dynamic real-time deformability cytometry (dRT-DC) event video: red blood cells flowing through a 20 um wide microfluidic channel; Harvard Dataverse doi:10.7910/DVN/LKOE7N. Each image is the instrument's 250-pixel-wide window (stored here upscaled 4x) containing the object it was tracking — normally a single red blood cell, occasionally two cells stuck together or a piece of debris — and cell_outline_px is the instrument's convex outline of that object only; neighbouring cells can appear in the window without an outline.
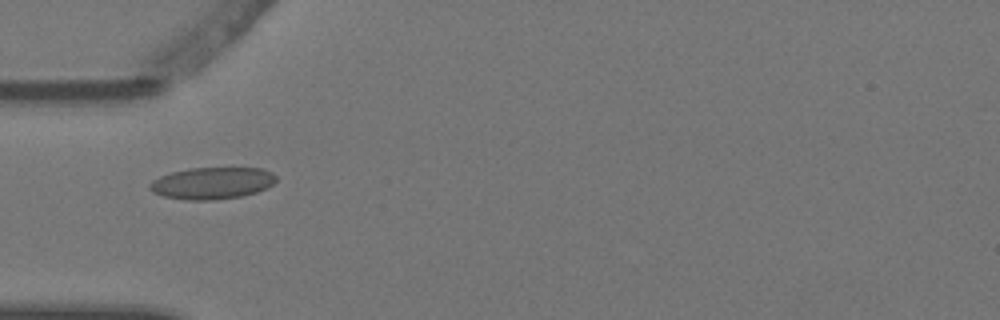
{"species": "Egyptian fruit bat (a non-hibernating species)", "species_latin": "Rousettus aegyptiacus", "temperature_condition": "warm", "stored_images_in_passage": 5, "camera_frame_rate_fps": 3000, "um_per_image_px": 0.085, "animal": {"sex": "female"}, "frame": {"image": 1, "passage_image": 3, "time_ms": 0.667, "image_size_px": [1000, 320], "cell_outline_px": [[276, 180], [272, 184], [256, 192], [240, 196], [212, 200], [184, 200], [164, 196], [152, 192], [148, 188], [148, 184], [152, 180], [160, 176], [172, 172], [192, 168], [264, 168], [272, 172], [276, 176]], "centroid_in_image_um": [18.0, 15.56], "position_along_channel_um": 67.0, "area_um2": 23.41}}
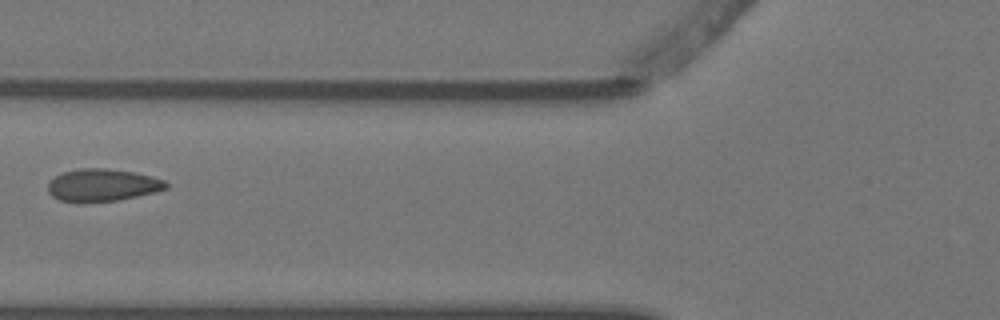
{"frame": {"image": 2, "passage_image": 4, "time_ms": 1.0, "image_size_px": [1000, 320], "cell_outline_px": [[168, 188], [156, 192], [116, 200], [80, 204], [60, 200], [52, 196], [48, 192], [48, 180], [64, 172], [80, 168], [104, 168], [132, 172], [152, 176], [164, 180], [168, 184]], "centroid_in_image_um": [8.67, 15.75], "position_along_channel_um": 117.1, "area_um2": 22.54}}
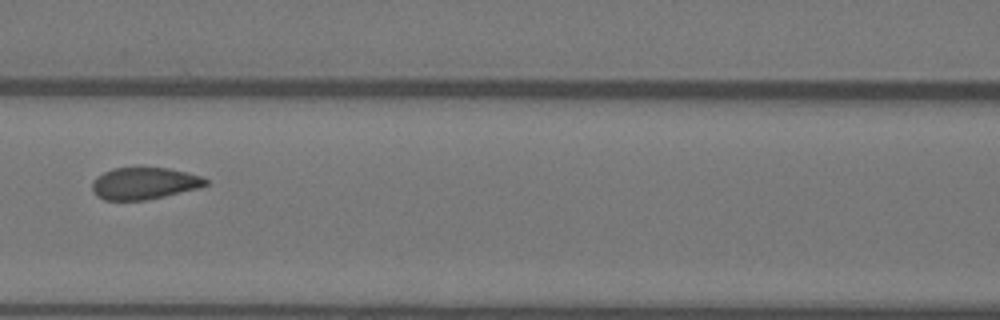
{"frame": {"image": 3, "passage_image": 5, "time_ms": 1.333, "image_size_px": [1000, 320], "cell_outline_px": [[208, 184], [200, 188], [164, 196], [144, 200], [104, 200], [96, 196], [92, 188], [92, 180], [96, 176], [112, 168], [168, 168], [200, 176], [208, 180]], "centroid_in_image_um": [12.23, 15.59], "position_along_channel_um": 154.4, "area_um2": 21.04}}